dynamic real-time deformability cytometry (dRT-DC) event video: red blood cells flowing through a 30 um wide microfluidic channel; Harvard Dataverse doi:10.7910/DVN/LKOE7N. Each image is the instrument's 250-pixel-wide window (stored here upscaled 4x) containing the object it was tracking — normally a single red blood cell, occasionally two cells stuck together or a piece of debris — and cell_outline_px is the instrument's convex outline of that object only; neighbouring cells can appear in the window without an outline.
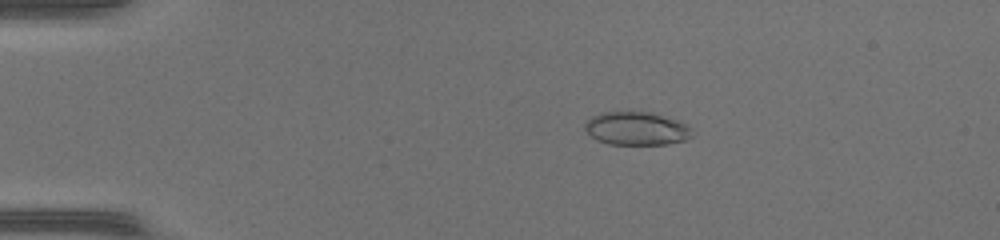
{"species": "common noctule bat (a hibernating species)", "species_latin": "Nyctalus noctula", "temperature_condition": "warm", "stored_images_in_passage": 48, "camera_frame_rate_fps": 3000, "um_per_image_px": 0.085, "animal": {"sex": "female", "body_mass_g": 17.0, "forearm_length_mm": 48.0}, "frame": {"image": 1, "passage_image": 10, "time_ms": 3.0, "image_size_px": [1000, 240], "cell_outline_px": [[692, 136], [684, 140], [668, 144], [608, 144], [596, 140], [584, 128], [584, 124], [592, 116], [600, 112], [628, 108], [652, 112], [680, 120], [692, 128]], "centroid_in_image_um": [54.09, 10.86], "position_along_channel_um": 30.9, "area_um2": 21.68}}
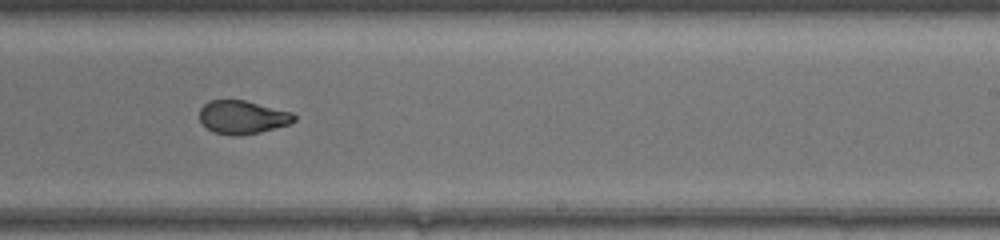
{"frame": {"image": 2, "passage_image": 31, "time_ms": 10.0, "image_size_px": [1000, 240], "cell_outline_px": [[296, 120], [292, 124], [260, 132], [240, 136], [232, 136], [212, 132], [200, 124], [200, 108], [208, 100], [244, 100], [292, 112], [296, 116]], "centroid_in_image_um": [20.6, 9.98], "position_along_channel_um": 268.4, "area_um2": 18.73}}
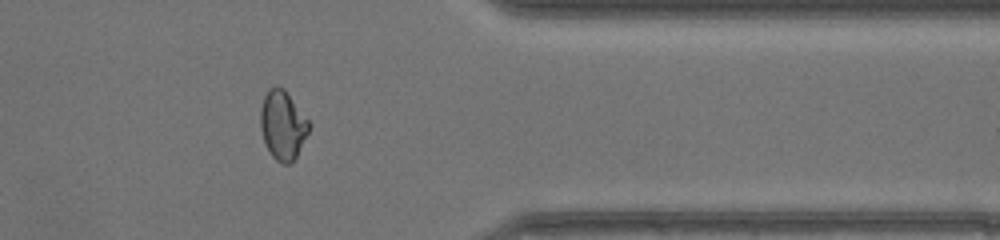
{"frame": {"image": 3, "passage_image": 40, "time_ms": 13.0, "image_size_px": [1000, 240], "cell_outline_px": [[312, 124], [296, 156], [288, 164], [284, 164], [276, 160], [272, 156], [264, 144], [260, 128], [260, 108], [264, 96], [268, 88], [276, 84], [284, 88]], "centroid_in_image_um": [24.01, 10.59], "position_along_channel_um": 387.4, "area_um2": 19.71}, "authors_computed_cell_mechanics": {"area_um2": 20.2011, "velocity_mm_per_s": 4.3698, "shape_relaxation_time_tau1_ms": null, "shape_relaxation_time_tau2_ms": 0.9114, "deformation_change_tau1": null, "deformation_change_tau2": 0.0642}}